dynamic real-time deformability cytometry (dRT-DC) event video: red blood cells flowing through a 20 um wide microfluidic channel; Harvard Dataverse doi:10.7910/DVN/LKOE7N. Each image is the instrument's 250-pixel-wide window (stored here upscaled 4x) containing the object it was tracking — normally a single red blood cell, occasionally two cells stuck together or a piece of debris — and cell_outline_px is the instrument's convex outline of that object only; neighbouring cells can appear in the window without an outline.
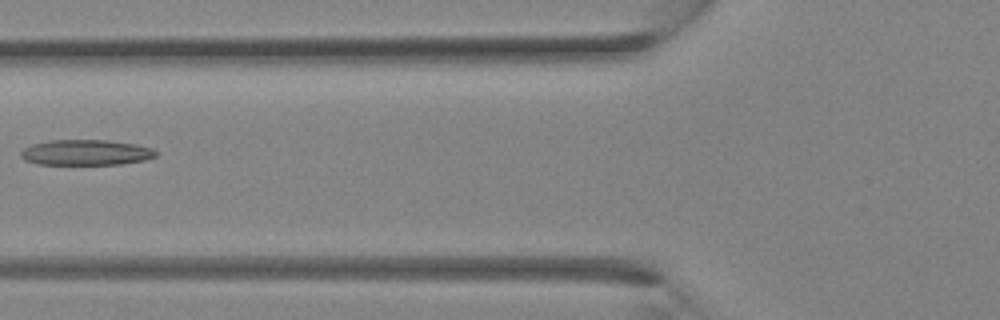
{"species": "Egyptian fruit bat (a non-hibernating species)", "species_latin": "Rousettus aegyptiacus", "temperature_condition": "room temperature", "stored_images_in_passage": 25, "camera_frame_rate_fps": 3000, "um_per_image_px": 0.085, "animal": {"sex": "female"}, "frame": {"image": 1, "passage_image": 4, "time_ms": 1.0, "image_size_px": [1000, 320], "cell_outline_px": [[156, 156], [144, 160], [120, 164], [36, 164], [24, 160], [20, 156], [20, 152], [24, 148], [32, 144], [48, 140], [104, 140], [136, 144], [152, 148], [156, 152]], "centroid_in_image_um": [7.26, 12.96], "position_along_channel_um": 118.5, "area_um2": 20.06}}
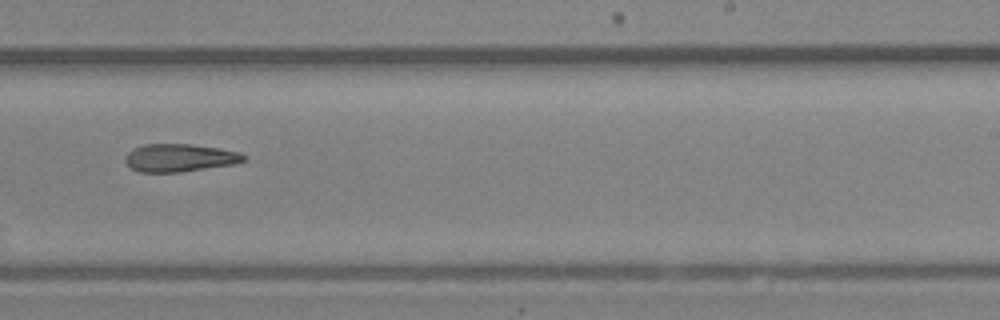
{"frame": {"image": 2, "passage_image": 12, "time_ms": 3.667, "image_size_px": [1000, 320], "cell_outline_px": [[248, 160], [232, 164], [180, 172], [140, 172], [132, 168], [124, 160], [128, 152], [132, 148], [144, 144], [192, 144], [240, 152], [248, 156]], "centroid_in_image_um": [15.28, 13.41], "position_along_channel_um": 273.7, "area_um2": 19.19}}
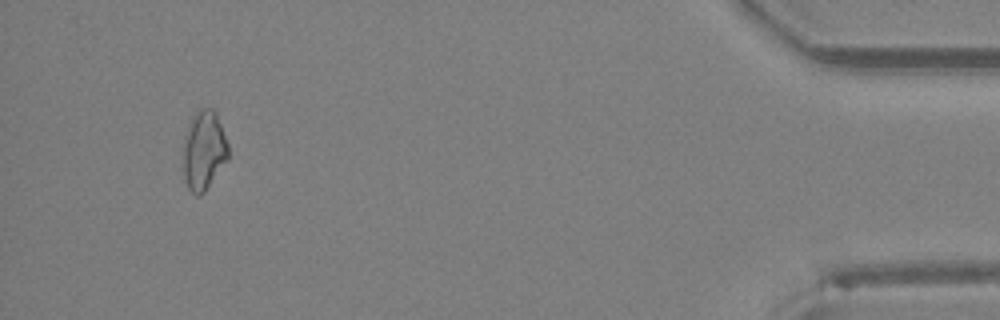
{"frame": {"image": 3, "passage_image": 23, "time_ms": 7.333, "image_size_px": [1000, 320], "cell_outline_px": [[228, 160], [204, 192], [200, 196], [196, 196], [188, 188], [184, 180], [184, 136], [188, 124], [196, 108], [212, 108], [216, 112], [228, 144]], "centroid_in_image_um": [17.32, 12.76], "position_along_channel_um": 417.9, "area_um2": 20.98}}